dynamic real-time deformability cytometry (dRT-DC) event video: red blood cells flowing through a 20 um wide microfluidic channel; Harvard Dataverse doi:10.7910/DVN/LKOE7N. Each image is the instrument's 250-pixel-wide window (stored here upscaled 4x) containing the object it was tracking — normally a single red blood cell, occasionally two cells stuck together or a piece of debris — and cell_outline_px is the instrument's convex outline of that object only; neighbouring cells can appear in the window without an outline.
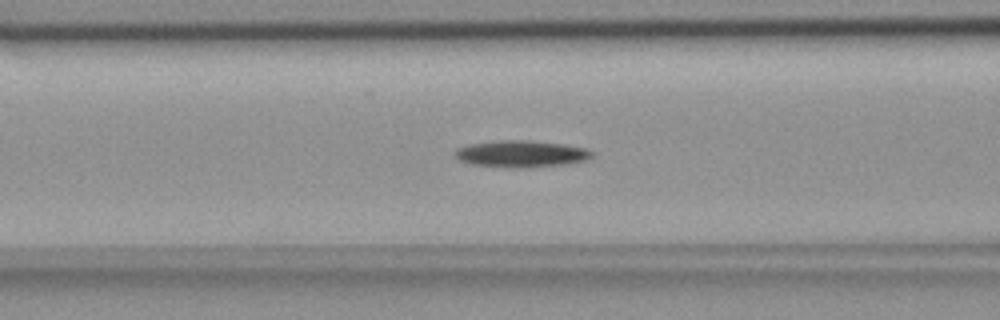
{"species": "common noctule bat (a hibernating species)", "species_latin": "Nyctalus noctula", "temperature_condition": "room temperature", "stored_images_in_passage": 46, "camera_frame_rate_fps": 3000, "um_per_image_px": 0.085, "animal": {"sex": "female", "body_mass_g": 18.4}, "frame": {"image": 1, "passage_image": 12, "time_ms": 3.667, "image_size_px": [1000, 320], "cell_outline_px": [[592, 156], [588, 160], [564, 164], [472, 164], [460, 160], [452, 156], [452, 152], [456, 148], [472, 144], [500, 140], [528, 140], [564, 144], [584, 148], [592, 152]], "centroid_in_image_um": [44.28, 13.0], "position_along_channel_um": 122.3, "area_um2": 19.88}}
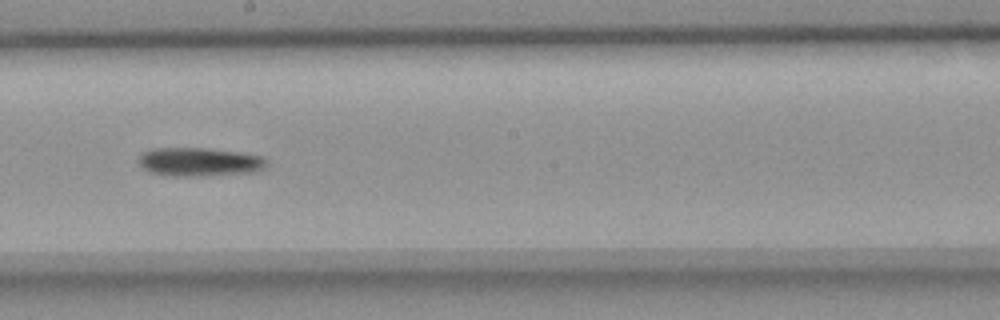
{"frame": {"image": 2, "passage_image": 21, "time_ms": 6.667, "image_size_px": [1000, 320], "cell_outline_px": [[268, 164], [264, 168], [252, 172], [188, 176], [168, 176], [148, 172], [140, 164], [140, 156], [144, 152], [152, 148], [204, 148], [240, 152], [264, 156], [268, 160]], "centroid_in_image_um": [16.97, 13.75], "position_along_channel_um": 231.2, "area_um2": 21.27}}
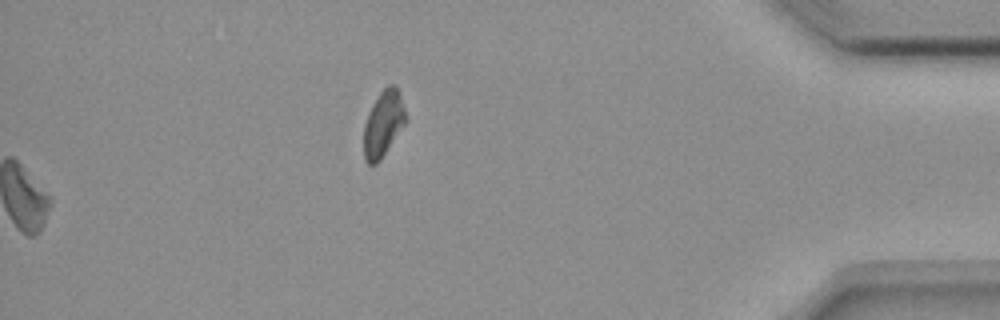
{"frame": {"image": 3, "passage_image": 46, "time_ms": 15.0, "image_size_px": [1000, 320], "cell_outline_px": [[408, 120], [380, 160], [376, 164], [368, 164], [364, 160], [364, 124], [368, 112], [372, 104], [380, 92], [388, 84], [396, 84], [400, 92]], "centroid_in_image_um": [32.6, 10.48], "position_along_channel_um": 402.6, "area_um2": 16.36}, "authors_computed_cell_mechanics": {"area_um2": 19.9988, "velocity_mm_per_s": 3.6464, "shape_relaxation_time_tau1_ms": 11.0348, "shape_relaxation_time_tau2_ms": null, "deformation_change_tau1": 0.1681, "deformation_change_tau2": null}}